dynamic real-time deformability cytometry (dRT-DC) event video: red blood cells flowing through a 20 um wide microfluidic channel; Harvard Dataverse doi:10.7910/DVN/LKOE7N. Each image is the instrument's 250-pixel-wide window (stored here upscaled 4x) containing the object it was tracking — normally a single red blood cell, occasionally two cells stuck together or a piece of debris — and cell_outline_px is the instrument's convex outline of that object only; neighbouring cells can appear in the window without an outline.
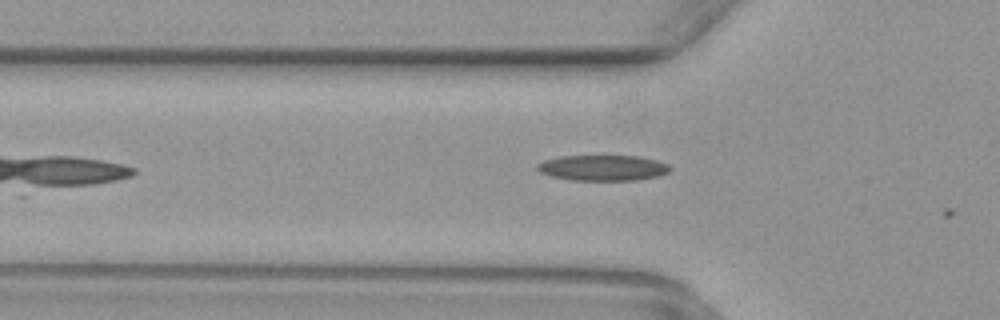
{"species": "common noctule bat (a hibernating species)", "species_latin": "Nyctalus noctula", "temperature_condition": "warm", "stored_images_in_passage": 10, "camera_frame_rate_fps": 3000, "um_per_image_px": 0.085, "animal": {"sex": "female", "body_mass_g": 29.2, "forearm_length_mm": 56.3}, "frame": {"image": 1, "passage_image": 8, "time_ms": 2.333, "image_size_px": [1000, 320], "cell_outline_px": [[672, 168], [668, 172], [656, 176], [636, 180], [572, 180], [552, 176], [540, 172], [536, 168], [536, 164], [544, 160], [560, 156], [640, 156], [656, 160], [668, 164]], "centroid_in_image_um": [51.23, 14.26], "position_along_channel_um": 74.6, "area_um2": 19.77}}